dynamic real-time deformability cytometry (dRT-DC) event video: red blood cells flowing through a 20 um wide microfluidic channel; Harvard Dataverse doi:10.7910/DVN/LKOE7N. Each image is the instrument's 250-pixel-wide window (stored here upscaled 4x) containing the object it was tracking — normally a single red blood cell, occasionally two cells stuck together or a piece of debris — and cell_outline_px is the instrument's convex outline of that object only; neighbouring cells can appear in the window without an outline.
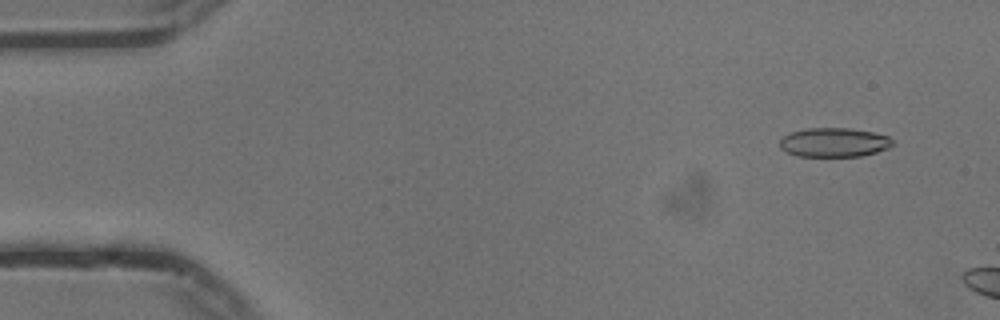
{"species": "common noctule bat (a hibernating species)", "species_latin": "Nyctalus noctula", "temperature_condition": "cold", "stored_images_in_passage": 9, "camera_frame_rate_fps": 3000, "um_per_image_px": 0.085, "animal": {"sex": "male", "body_mass_g": 13.3}, "frame": {"image": 1, "passage_image": 4, "time_ms": 1.0, "image_size_px": [1000, 320], "cell_outline_px": [[896, 140], [888, 148], [876, 152], [860, 156], [796, 156], [784, 152], [780, 148], [780, 140], [784, 136], [792, 132], [808, 128], [848, 128], [872, 132], [888, 136]], "centroid_in_image_um": [70.89, 12.11], "position_along_channel_um": 14.1, "area_um2": 19.19}}